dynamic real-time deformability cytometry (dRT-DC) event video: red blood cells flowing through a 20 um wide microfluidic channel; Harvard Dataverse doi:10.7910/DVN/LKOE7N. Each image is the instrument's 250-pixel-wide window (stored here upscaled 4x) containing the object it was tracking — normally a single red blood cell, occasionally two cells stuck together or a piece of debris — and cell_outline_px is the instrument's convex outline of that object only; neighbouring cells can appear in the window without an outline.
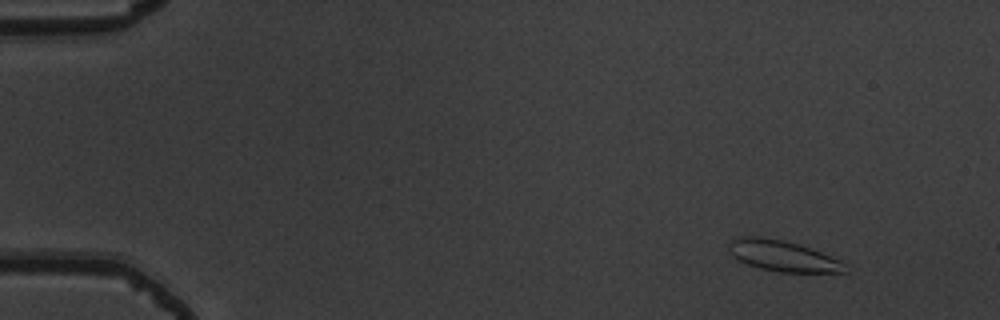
{"species": "common noctule bat (a hibernating species)", "species_latin": "Nyctalus noctula", "temperature_condition": "warm", "stored_images_in_passage": 14, "camera_frame_rate_fps": 3000, "um_per_image_px": 0.085, "animal": {"sex": "male", "body_mass_g": 19.5, "forearm_length_mm": 54.6}, "frame": {"image": 1, "passage_image": 4, "time_ms": 1.0, "image_size_px": [1000, 320], "cell_outline_px": [[844, 272], [780, 272], [760, 268], [748, 264], [732, 256], [728, 252], [728, 244], [732, 240], [740, 236], [760, 236], [784, 240], [800, 244], [840, 260]], "centroid_in_image_um": [66.44, 21.72], "position_along_channel_um": 18.6, "area_um2": 20.63}}